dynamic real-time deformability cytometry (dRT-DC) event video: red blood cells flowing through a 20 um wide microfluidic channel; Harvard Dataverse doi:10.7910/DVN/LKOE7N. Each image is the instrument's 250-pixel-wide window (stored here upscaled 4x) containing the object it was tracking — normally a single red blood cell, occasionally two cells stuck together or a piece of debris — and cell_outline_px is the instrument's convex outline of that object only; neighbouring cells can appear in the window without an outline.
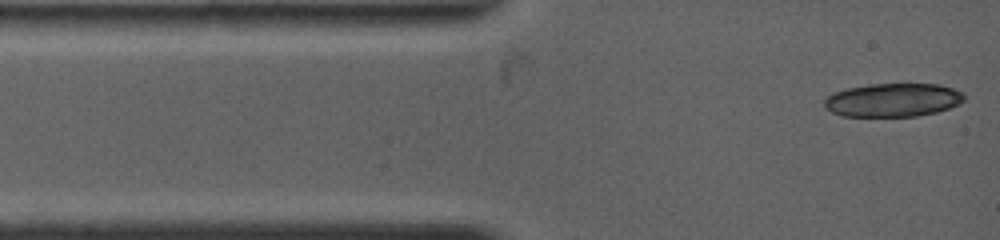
{"species": "common noctule bat (a hibernating species)", "species_latin": "Nyctalus noctula", "temperature_condition": "warm", "stored_images_in_passage": 2, "camera_frame_rate_fps": 4500, "um_per_image_px": 0.085, "animal": {"sex": "female", "body_mass_g": 19.0, "forearm_length_mm": 53.3}, "frame": {"image": 1, "passage_image": 1, "time_ms": 0.0, "image_size_px": [1000, 240], "cell_outline_px": [[964, 100], [960, 104], [936, 112], [916, 116], [844, 116], [832, 112], [824, 108], [824, 100], [828, 96], [836, 92], [848, 88], [872, 84], [900, 80], [904, 80], [940, 84], [964, 92]], "centroid_in_image_um": [75.96, 8.45], "position_along_channel_um": 9.0, "area_um2": 28.26}}